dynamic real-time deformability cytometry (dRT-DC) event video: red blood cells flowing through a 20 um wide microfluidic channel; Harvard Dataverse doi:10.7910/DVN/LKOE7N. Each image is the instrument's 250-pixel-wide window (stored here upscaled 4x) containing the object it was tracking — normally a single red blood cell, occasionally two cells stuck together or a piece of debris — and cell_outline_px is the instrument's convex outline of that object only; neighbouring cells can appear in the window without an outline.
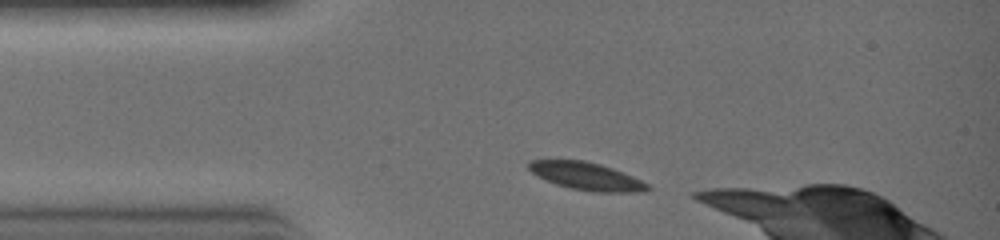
{"species": "common noctule bat (a hibernating species)", "species_latin": "Nyctalus noctula", "temperature_condition": "warm", "stored_images_in_passage": 8, "camera_frame_rate_fps": 3000, "um_per_image_px": 0.085, "animal": {"sex": "female", "body_mass_g": 19.0, "forearm_length_mm": 51.5}, "frame": {"image": 1, "passage_image": 1, "time_ms": 0.0, "image_size_px": [1000, 240], "cell_outline_px": [[652, 188], [640, 192], [592, 192], [572, 188], [556, 184], [536, 176], [528, 168], [528, 160], [584, 160], [600, 164], [612, 168], [632, 176], [648, 184]], "centroid_in_image_um": [49.83, 14.98], "position_along_channel_um": 35.2, "area_um2": 19.07}}
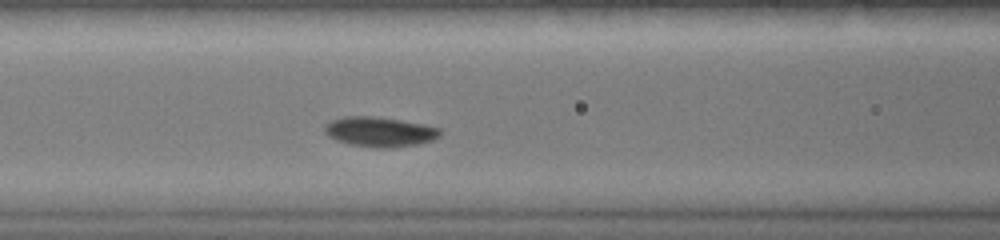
{"frame": {"image": 2, "passage_image": 7, "time_ms": 2.0, "image_size_px": [1000, 240], "cell_outline_px": [[440, 136], [432, 140], [416, 144], [388, 148], [376, 148], [352, 144], [336, 140], [328, 136], [324, 132], [324, 124], [332, 120], [344, 116], [372, 116], [400, 120], [424, 124], [440, 128]], "centroid_in_image_um": [32.25, 11.19], "position_along_channel_um": 134.4, "area_um2": 20.0}}